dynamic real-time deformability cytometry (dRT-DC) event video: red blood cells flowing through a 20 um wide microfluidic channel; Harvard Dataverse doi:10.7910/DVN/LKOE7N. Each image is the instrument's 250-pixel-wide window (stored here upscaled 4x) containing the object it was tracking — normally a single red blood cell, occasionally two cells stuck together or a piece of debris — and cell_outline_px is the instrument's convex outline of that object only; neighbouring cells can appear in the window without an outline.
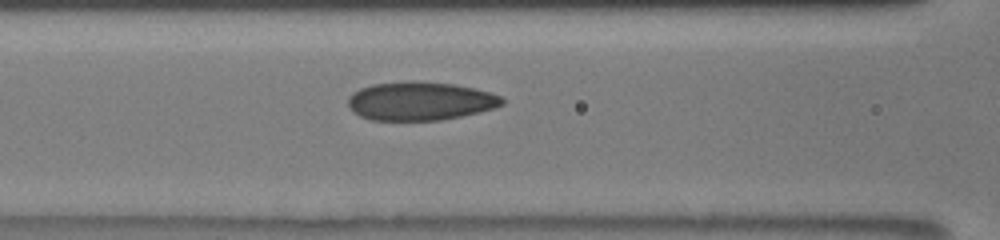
{"species": "human", "species_latin": "Homo sapiens", "temperature_condition": "room temperature", "stored_images_in_passage": 30, "camera_frame_rate_fps": 3000, "um_per_image_px": 0.085, "donor": {"sex": "male"}, "frame": {"image": 1, "passage_image": 7, "time_ms": 2.0, "image_size_px": [1000, 240], "cell_outline_px": [[504, 104], [492, 108], [460, 116], [440, 120], [372, 120], [360, 116], [352, 112], [348, 104], [348, 96], [352, 92], [360, 88], [372, 84], [412, 80], [452, 84], [472, 88], [488, 92], [500, 96], [504, 100]], "centroid_in_image_um": [35.64, 8.58], "position_along_channel_um": 131.0, "area_um2": 34.45}}
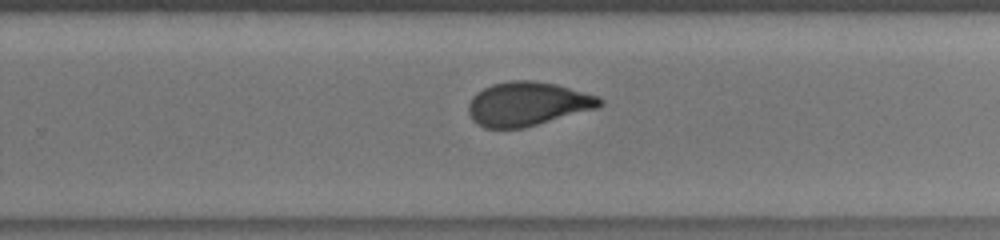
{"frame": {"image": 2, "passage_image": 18, "time_ms": 5.667, "image_size_px": [1000, 240], "cell_outline_px": [[604, 104], [596, 108], [524, 128], [484, 128], [476, 124], [472, 120], [468, 112], [468, 104], [472, 96], [476, 92], [492, 84], [508, 80], [532, 80], [556, 84], [600, 96], [604, 100]], "centroid_in_image_um": [44.83, 8.82], "position_along_channel_um": 285.0, "area_um2": 33.87}}
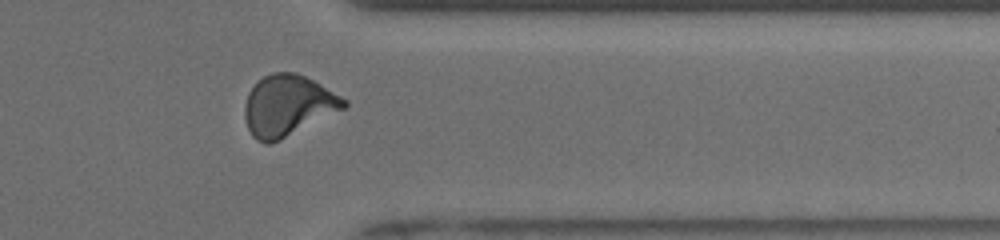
{"frame": {"image": 3, "passage_image": 26, "time_ms": 8.333, "image_size_px": [1000, 240], "cell_outline_px": [[348, 104], [344, 108], [272, 144], [264, 144], [256, 140], [252, 136], [248, 128], [244, 116], [244, 104], [248, 92], [264, 76], [272, 72], [296, 72], [320, 84], [348, 100]], "centroid_in_image_um": [24.43, 8.98], "position_along_channel_um": 387.0, "area_um2": 35.03}}